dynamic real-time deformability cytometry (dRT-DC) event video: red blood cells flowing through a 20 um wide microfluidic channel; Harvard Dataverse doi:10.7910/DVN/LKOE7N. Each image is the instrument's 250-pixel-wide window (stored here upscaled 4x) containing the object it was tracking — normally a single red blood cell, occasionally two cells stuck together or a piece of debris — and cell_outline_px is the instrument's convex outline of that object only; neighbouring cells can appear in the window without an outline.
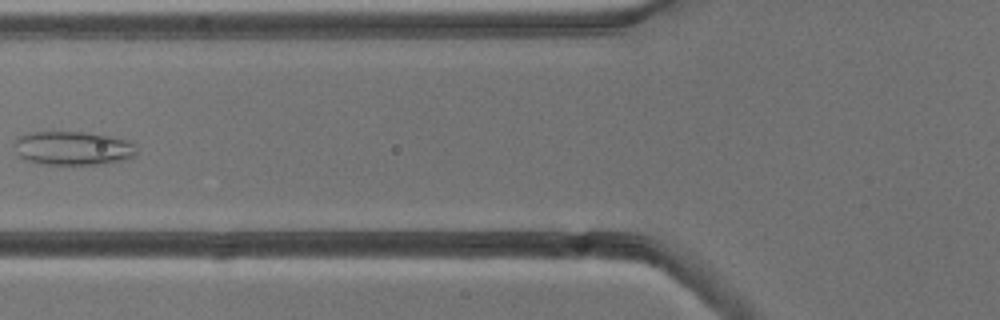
{"species": "common noctule bat (a hibernating species)", "species_latin": "Nyctalus noctula", "temperature_condition": "cold", "stored_images_in_passage": 7, "camera_frame_rate_fps": 3000, "um_per_image_px": 0.085, "animal": {"sex": "male", "body_mass_g": 13.3}, "frame": {"image": 1, "passage_image": 7, "time_ms": 7.0, "image_size_px": [1000, 320], "cell_outline_px": [[136, 156], [128, 160], [104, 164], [44, 164], [28, 160], [16, 156], [12, 144], [20, 136], [28, 132], [84, 132], [108, 136], [124, 140], [132, 144], [136, 148]], "centroid_in_image_um": [6.16, 12.61], "position_along_channel_um": 119.6, "area_um2": 24.22}}